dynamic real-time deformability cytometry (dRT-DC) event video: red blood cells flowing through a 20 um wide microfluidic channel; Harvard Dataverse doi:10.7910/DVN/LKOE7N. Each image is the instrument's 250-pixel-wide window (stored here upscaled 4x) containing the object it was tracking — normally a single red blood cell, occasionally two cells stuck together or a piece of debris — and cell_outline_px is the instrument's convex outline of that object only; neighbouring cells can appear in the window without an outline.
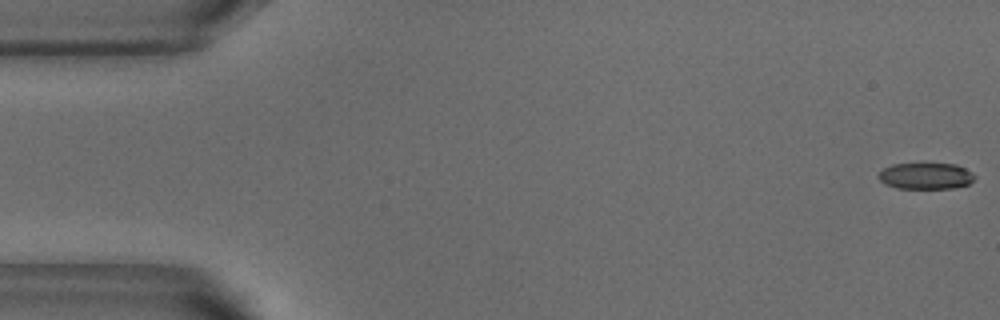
{"species": "common noctule bat (a hibernating species)", "species_latin": "Nyctalus noctula", "temperature_condition": "warm", "stored_images_in_passage": 53, "camera_frame_rate_fps": 3000, "um_per_image_px": 0.085, "animal": {"sex": "male", "body_mass_g": 18.8}, "frame": {"image": 1, "passage_image": 1, "time_ms": 0.0, "image_size_px": [1000, 320], "cell_outline_px": [[976, 176], [968, 184], [952, 188], [896, 188], [884, 184], [880, 180], [880, 172], [884, 168], [892, 164], [956, 164], [972, 172]], "centroid_in_image_um": [78.69, 14.96], "position_along_channel_um": 6.3, "area_um2": 14.57}}
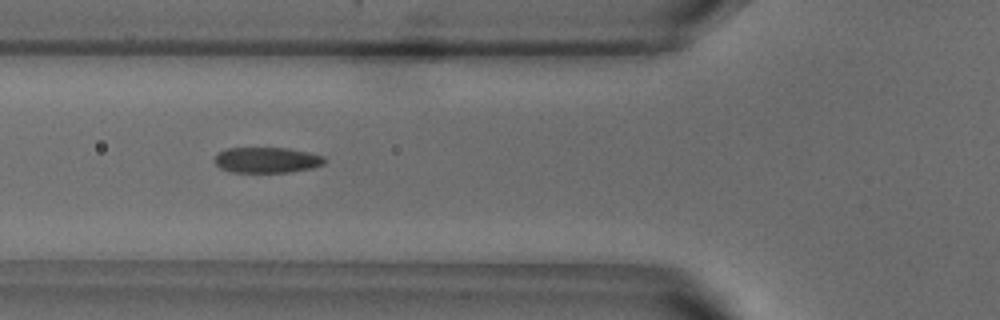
{"frame": {"image": 2, "passage_image": 19, "time_ms": 6.0, "image_size_px": [1000, 320], "cell_outline_px": [[324, 164], [312, 168], [288, 172], [232, 172], [220, 168], [216, 164], [216, 156], [220, 152], [228, 148], [288, 148], [308, 152], [324, 156]], "centroid_in_image_um": [22.7, 13.6], "position_along_channel_um": 103.1, "area_um2": 16.24}}
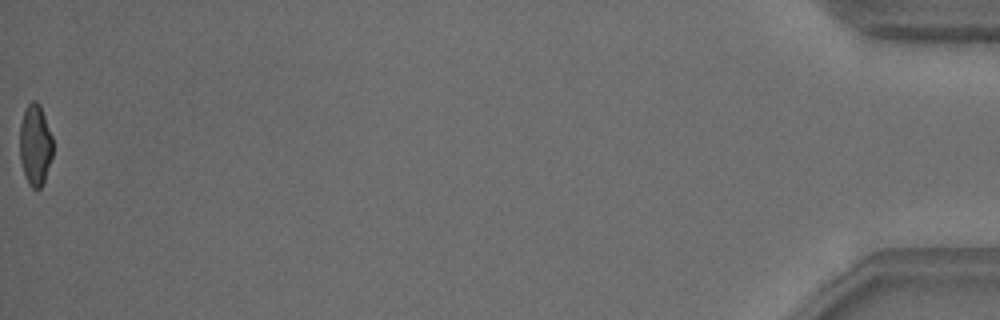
{"frame": {"image": 3, "passage_image": 53, "time_ms": 17.333, "image_size_px": [1000, 320], "cell_outline_px": [[52, 156], [44, 180], [40, 188], [32, 188], [28, 184], [24, 176], [20, 160], [20, 124], [24, 108], [32, 100], [36, 100], [40, 104], [52, 136]], "centroid_in_image_um": [2.97, 12.29], "position_along_channel_um": 432.2, "area_um2": 15.72}, "authors_computed_cell_mechanics": {"area_um2": 16.9354, "velocity_mm_per_s": 3.8182, "shape_relaxation_time_tau1_ms": 4.5769, "shape_relaxation_time_tau2_ms": 1.7028, "deformation_change_tau1": 0.1608, "deformation_change_tau2": 0.0669}}